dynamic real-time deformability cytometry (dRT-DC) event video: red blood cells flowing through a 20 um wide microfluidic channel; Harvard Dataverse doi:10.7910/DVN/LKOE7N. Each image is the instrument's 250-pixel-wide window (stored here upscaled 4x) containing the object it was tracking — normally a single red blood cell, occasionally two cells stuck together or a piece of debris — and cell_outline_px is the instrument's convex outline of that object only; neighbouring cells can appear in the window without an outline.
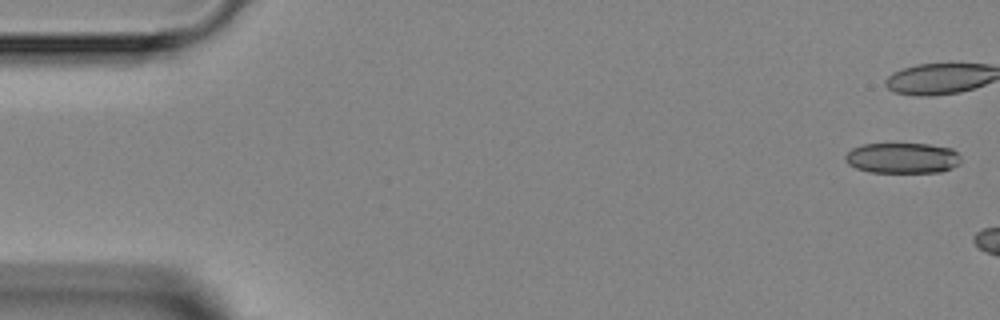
{"species": "Egyptian fruit bat (a non-hibernating species)", "species_latin": "Rousettus aegyptiacus", "temperature_condition": "room temperature", "stored_images_in_passage": 3, "camera_frame_rate_fps": 3000, "um_per_image_px": 0.085, "animal": {"sex": "female"}, "frame": {"image": 1, "passage_image": 1, "time_ms": 0.0, "image_size_px": [1000, 320], "cell_outline_px": [[960, 164], [952, 168], [940, 172], [868, 172], [856, 168], [848, 164], [844, 160], [844, 156], [852, 148], [864, 144], [928, 144], [952, 148], [960, 156]], "centroid_in_image_um": [76.7, 13.43], "position_along_channel_um": 8.3, "area_um2": 20.69}}